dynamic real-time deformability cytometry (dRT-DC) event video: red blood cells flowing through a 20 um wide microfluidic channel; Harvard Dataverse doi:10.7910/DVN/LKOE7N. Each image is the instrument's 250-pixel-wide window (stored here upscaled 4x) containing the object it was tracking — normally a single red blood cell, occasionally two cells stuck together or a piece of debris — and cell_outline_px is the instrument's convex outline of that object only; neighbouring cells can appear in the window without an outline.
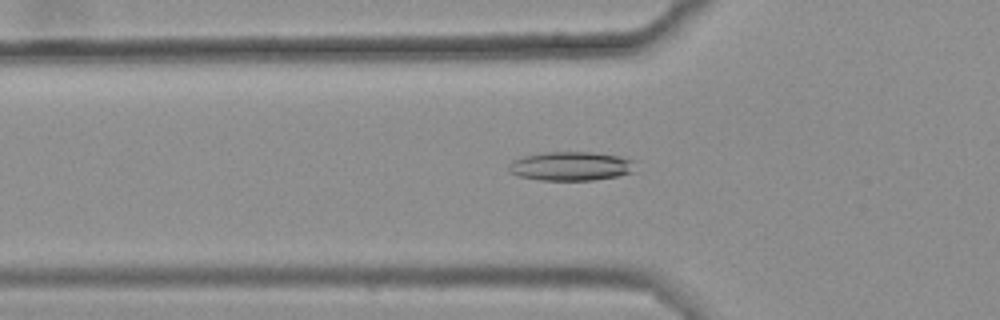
{"species": "common noctule bat (a hibernating species)", "species_latin": "Nyctalus noctula", "temperature_condition": "warm", "stored_images_in_passage": 50, "camera_frame_rate_fps": 3000, "um_per_image_px": 0.085, "animal": {"sex": "female", "body_mass_g": 25.1}, "frame": {"image": 1, "passage_image": 20, "time_ms": 6.333, "image_size_px": [1000, 320], "cell_outline_px": [[632, 172], [616, 176], [592, 180], [544, 180], [520, 176], [508, 172], [508, 164], [512, 160], [524, 156], [544, 152], [592, 152], [616, 156], [632, 160]], "centroid_in_image_um": [48.44, 14.12], "position_along_channel_um": 77.4, "area_um2": 21.04}}
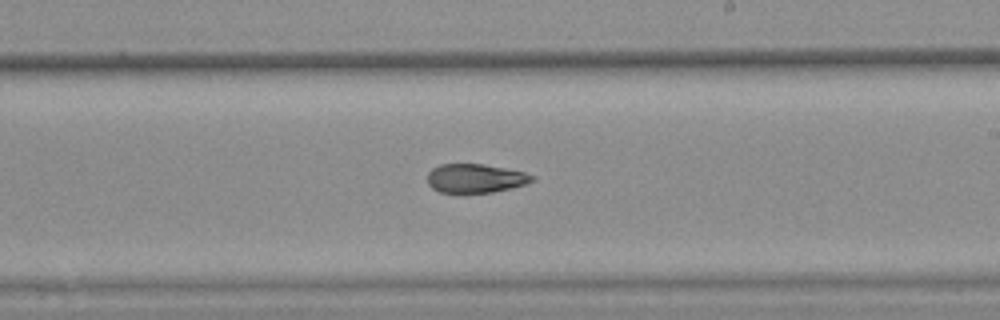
{"frame": {"image": 2, "passage_image": 34, "time_ms": 11.0, "image_size_px": [1000, 320], "cell_outline_px": [[536, 180], [512, 188], [492, 192], [440, 192], [432, 188], [428, 184], [428, 172], [432, 168], [440, 164], [480, 164], [504, 168], [524, 172], [536, 176]], "centroid_in_image_um": [40.42, 15.15], "position_along_channel_um": 248.6, "area_um2": 17.51}}
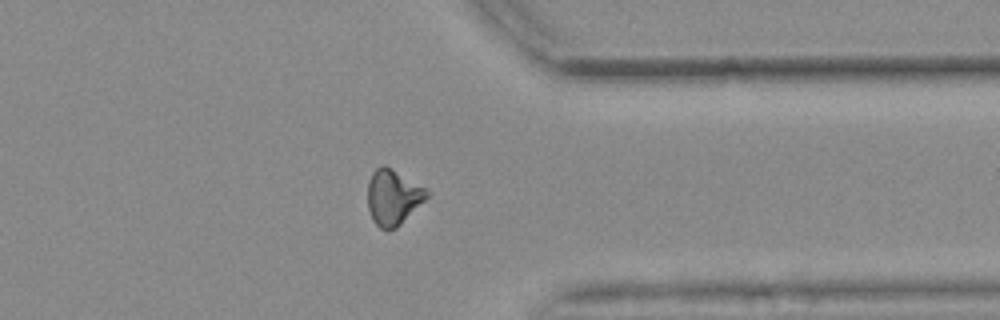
{"frame": {"image": 3, "passage_image": 45, "time_ms": 14.667, "image_size_px": [1000, 320], "cell_outline_px": [[432, 196], [396, 228], [380, 228], [372, 220], [368, 208], [368, 180], [372, 172], [376, 168], [384, 164], [432, 192]], "centroid_in_image_um": [33.45, 16.76], "position_along_channel_um": 378.0, "area_um2": 19.31}, "authors_computed_cell_mechanics": {"area_um2": 19.2474, "velocity_mm_per_s": 3.6674, "shape_relaxation_time_tau1_ms": null, "shape_relaxation_time_tau2_ms": 3.6564, "deformation_change_tau1": null, "deformation_change_tau2": 0.1036}}